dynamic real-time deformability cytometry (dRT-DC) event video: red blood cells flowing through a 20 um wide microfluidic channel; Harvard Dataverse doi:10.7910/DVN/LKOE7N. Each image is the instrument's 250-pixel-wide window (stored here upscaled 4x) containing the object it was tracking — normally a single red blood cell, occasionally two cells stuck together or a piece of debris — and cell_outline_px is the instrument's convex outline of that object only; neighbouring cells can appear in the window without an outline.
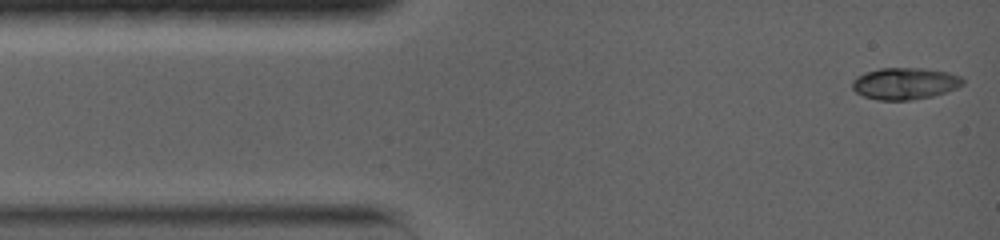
{"species": "common noctule bat (a hibernating species)", "species_latin": "Nyctalus noctula", "temperature_condition": "warm", "stored_images_in_passage": 18, "camera_frame_rate_fps": 5000, "um_per_image_px": 0.085, "animal": {"sex": "female", "body_mass_g": 19.0, "forearm_length_mm": 56.7}, "frame": {"image": 1, "passage_image": 1, "time_ms": 0.0, "image_size_px": [1000, 240], "cell_outline_px": [[964, 84], [956, 88], [932, 96], [912, 100], [876, 100], [864, 96], [856, 92], [852, 88], [852, 80], [856, 76], [864, 72], [880, 68], [920, 68], [948, 72], [960, 76], [964, 80]], "centroid_in_image_um": [76.88, 7.09], "position_along_channel_um": 8.1, "area_um2": 20.52}}
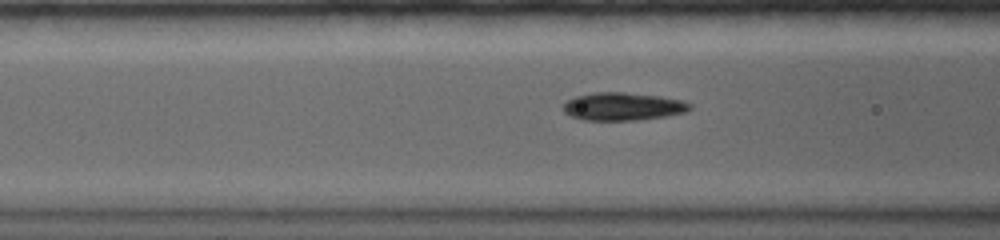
{"frame": {"image": 2, "passage_image": 12, "time_ms": 4.6, "image_size_px": [1000, 240], "cell_outline_px": [[692, 108], [688, 112], [640, 120], [584, 120], [572, 116], [564, 112], [564, 104], [568, 100], [576, 96], [592, 92], [624, 92], [660, 96], [684, 100], [692, 104]], "centroid_in_image_um": [53.0, 9.04], "position_along_channel_um": 113.6, "area_um2": 20.69}}
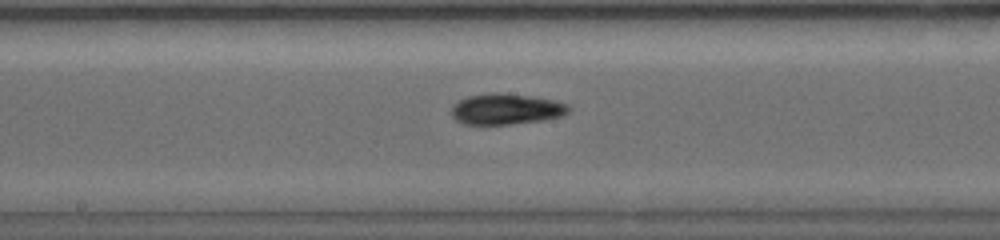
{"frame": {"image": 3, "passage_image": 16, "time_ms": 7.0, "image_size_px": [1000, 240], "cell_outline_px": [[572, 108], [568, 112], [560, 116], [544, 120], [508, 124], [464, 124], [456, 120], [452, 116], [452, 104], [456, 100], [468, 96], [488, 92], [500, 92], [532, 96], [552, 100], [568, 104]], "centroid_in_image_um": [42.99, 9.25], "position_along_channel_um": 205.2, "area_um2": 21.27}}